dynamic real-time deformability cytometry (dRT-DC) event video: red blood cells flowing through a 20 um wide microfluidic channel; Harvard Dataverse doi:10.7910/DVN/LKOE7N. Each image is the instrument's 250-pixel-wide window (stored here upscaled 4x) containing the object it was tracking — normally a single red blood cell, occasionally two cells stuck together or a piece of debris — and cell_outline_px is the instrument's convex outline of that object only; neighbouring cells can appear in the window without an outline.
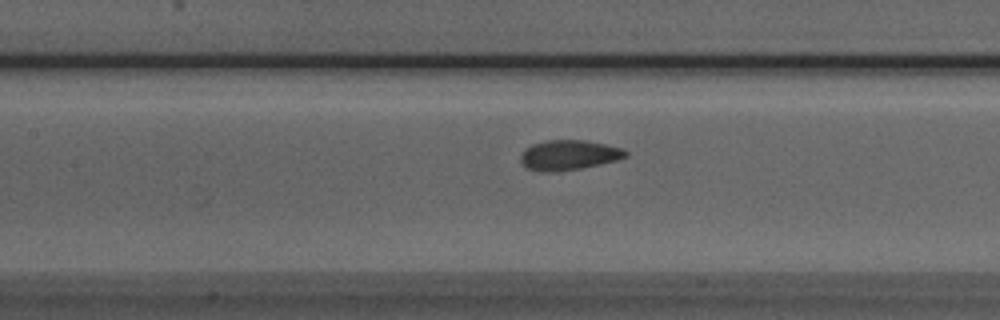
{"species": "Egyptian fruit bat (a non-hibernating species)", "species_latin": "Rousettus aegyptiacus", "temperature_condition": "room temperature", "stored_images_in_passage": 30, "camera_frame_rate_fps": 3000, "um_per_image_px": 0.085, "animal": {"sex": "male"}, "frame": {"image": 1, "passage_image": 18, "time_ms": 5.667, "image_size_px": [1000, 320], "cell_outline_px": [[628, 156], [616, 160], [600, 164], [580, 168], [556, 172], [540, 172], [528, 168], [520, 160], [520, 156], [524, 148], [532, 144], [548, 140], [584, 140], [624, 148], [628, 152]], "centroid_in_image_um": [48.34, 13.18], "position_along_channel_um": 159.1, "area_um2": 18.38}}
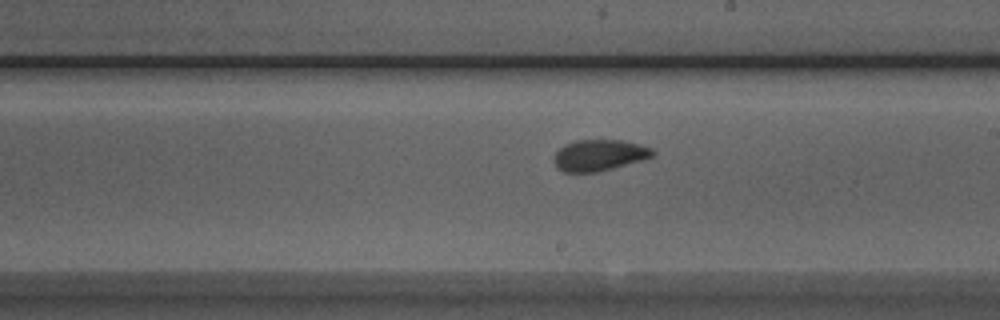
{"frame": {"image": 2, "passage_image": 24, "time_ms": 7.667, "image_size_px": [1000, 320], "cell_outline_px": [[656, 152], [652, 156], [644, 160], [596, 172], [564, 172], [556, 168], [552, 160], [552, 156], [564, 144], [576, 140], [620, 140], [640, 144], [652, 148]], "centroid_in_image_um": [50.91, 13.19], "position_along_channel_um": 238.1, "area_um2": 18.15}}
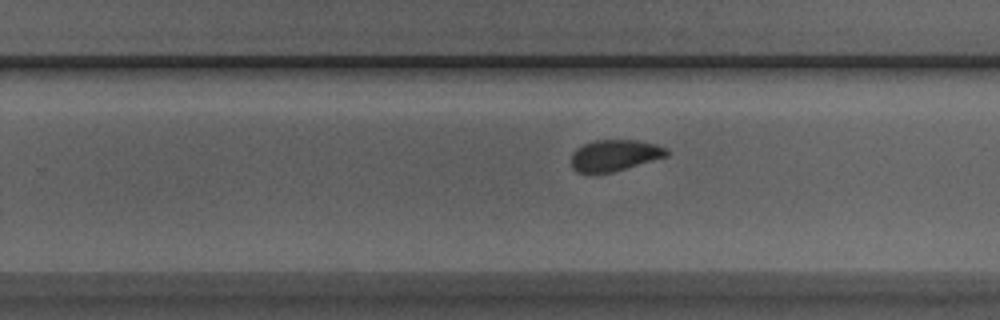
{"frame": {"image": 3, "passage_image": 27, "time_ms": 8.667, "image_size_px": [1000, 320], "cell_outline_px": [[668, 156], [612, 172], [576, 172], [572, 168], [572, 156], [576, 148], [592, 140], [636, 140], [656, 144], [668, 148]], "centroid_in_image_um": [52.26, 13.19], "position_along_channel_um": 277.5, "area_um2": 17.28}}